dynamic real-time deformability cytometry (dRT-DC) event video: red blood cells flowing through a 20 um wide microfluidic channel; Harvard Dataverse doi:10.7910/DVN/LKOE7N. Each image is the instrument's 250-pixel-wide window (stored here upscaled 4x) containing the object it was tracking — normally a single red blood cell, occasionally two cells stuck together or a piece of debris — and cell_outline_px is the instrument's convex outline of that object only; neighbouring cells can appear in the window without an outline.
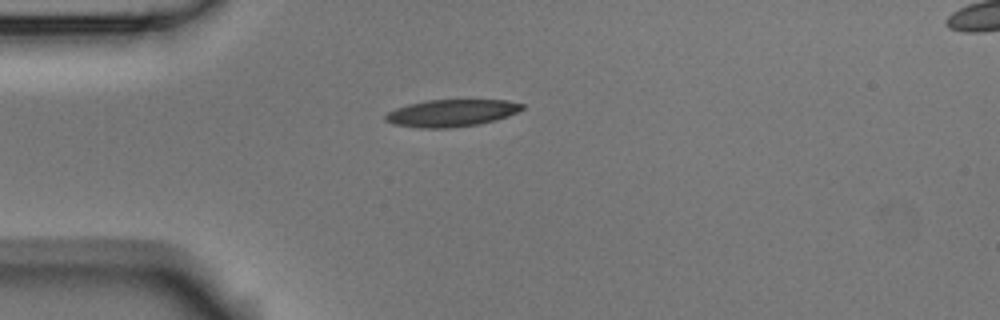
{"species": "Egyptian fruit bat (a non-hibernating species)", "species_latin": "Rousettus aegyptiacus", "temperature_condition": "room temperature", "stored_images_in_passage": 2, "segment_of_instrument_passage": [1, 2], "camera_frame_rate_fps": 3000, "um_per_image_px": 0.085, "animal": {"sex": "male"}, "frame": {"image": 1, "passage_image": 1, "time_ms": 0.0, "image_size_px": [1000, 320], "cell_outline_px": [[524, 108], [508, 116], [496, 120], [476, 124], [448, 128], [420, 128], [392, 124], [384, 120], [384, 116], [388, 112], [396, 108], [408, 104], [428, 100], [504, 100], [524, 104]], "centroid_in_image_um": [38.34, 9.61], "position_along_channel_um": 46.7, "area_um2": 21.5}}